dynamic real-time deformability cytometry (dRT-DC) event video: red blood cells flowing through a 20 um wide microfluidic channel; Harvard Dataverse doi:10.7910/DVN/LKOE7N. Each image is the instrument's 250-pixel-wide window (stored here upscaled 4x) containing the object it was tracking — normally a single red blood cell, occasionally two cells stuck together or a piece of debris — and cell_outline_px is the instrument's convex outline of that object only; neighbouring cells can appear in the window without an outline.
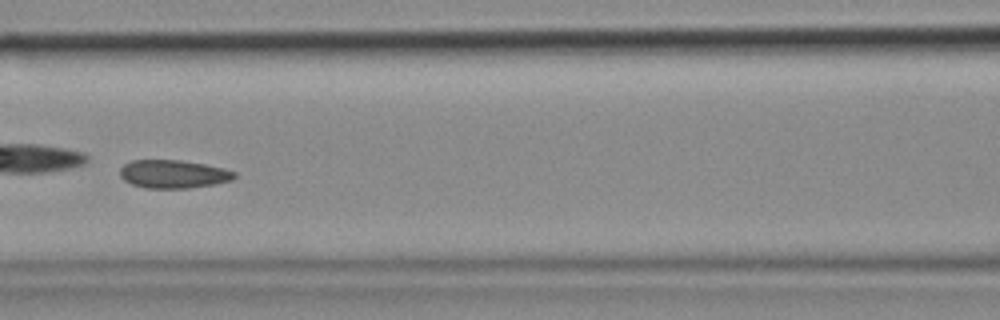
{"species": "common noctule bat (a hibernating species)", "species_latin": "Nyctalus noctula", "temperature_condition": "cold", "stored_images_in_passage": 28, "camera_frame_rate_fps": 3000, "um_per_image_px": 0.085, "animal": {"sex": "female", "body_mass_g": 18.4}, "frame": {"image": 1, "passage_image": 13, "time_ms": 4.0, "image_size_px": [1000, 320], "cell_outline_px": [[236, 176], [232, 180], [216, 184], [188, 188], [144, 188], [132, 184], [124, 180], [120, 176], [120, 168], [124, 164], [132, 160], [180, 160], [204, 164], [224, 168], [236, 172]], "centroid_in_image_um": [14.74, 14.8], "position_along_channel_um": 151.9, "area_um2": 18.9}}